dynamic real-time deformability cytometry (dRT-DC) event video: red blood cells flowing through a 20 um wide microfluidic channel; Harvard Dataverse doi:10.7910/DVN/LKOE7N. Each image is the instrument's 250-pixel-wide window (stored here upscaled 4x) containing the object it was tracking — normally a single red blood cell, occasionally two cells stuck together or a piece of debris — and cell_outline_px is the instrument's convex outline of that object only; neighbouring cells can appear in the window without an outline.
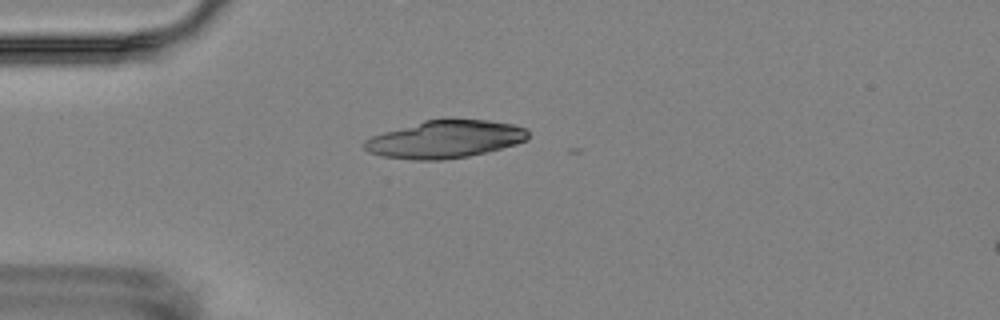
{"species": "Egyptian fruit bat (a non-hibernating species)", "species_latin": "Rousettus aegyptiacus", "temperature_condition": "room temperature", "stored_images_in_passage": 1, "camera_frame_rate_fps": 3000, "um_per_image_px": 0.085, "animal": {"sex": "female"}, "frame": {"image": 1, "passage_image": 1, "time_ms": 0.0, "image_size_px": [1000, 320], "cell_outline_px": [[528, 140], [516, 144], [468, 156], [440, 160], [412, 160], [380, 156], [368, 152], [364, 148], [364, 140], [372, 136], [384, 132], [424, 120], [488, 120], [512, 124], [524, 128], [528, 132]], "centroid_in_image_um": [37.8, 11.85], "position_along_channel_um": 47.2, "area_um2": 35.55}}